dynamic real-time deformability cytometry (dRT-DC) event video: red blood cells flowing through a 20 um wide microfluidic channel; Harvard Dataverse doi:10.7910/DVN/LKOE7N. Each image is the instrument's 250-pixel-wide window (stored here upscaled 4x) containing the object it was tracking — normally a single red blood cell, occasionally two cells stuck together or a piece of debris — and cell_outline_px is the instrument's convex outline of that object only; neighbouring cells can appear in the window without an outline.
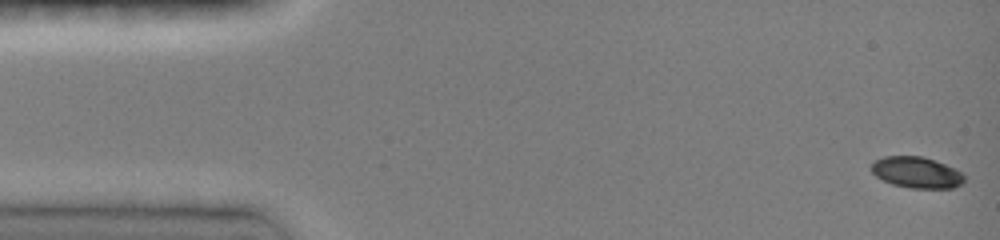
{"species": "common noctule bat (a hibernating species)", "species_latin": "Nyctalus noctula", "temperature_condition": "room temperature", "stored_images_in_passage": 43, "camera_frame_rate_fps": 3000, "um_per_image_px": 0.085, "animal": {"sex": "female", "body_mass_g": 19.0, "forearm_length_mm": 51.5}, "frame": {"image": 1, "passage_image": 1, "time_ms": 0.0, "image_size_px": [1000, 240], "cell_outline_px": [[964, 180], [960, 184], [952, 188], [908, 188], [892, 184], [876, 176], [872, 172], [872, 164], [876, 160], [884, 156], [920, 156], [956, 168], [964, 176]], "centroid_in_image_um": [77.91, 14.66], "position_along_channel_um": 7.1, "area_um2": 16.65}}
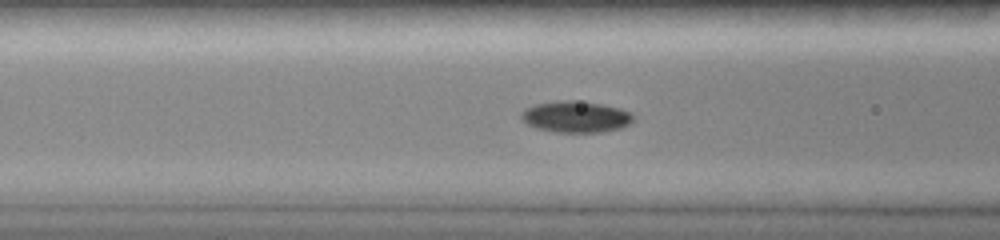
{"frame": {"image": 2, "passage_image": 20, "time_ms": 5.667, "image_size_px": [1000, 240], "cell_outline_px": [[636, 116], [628, 124], [620, 128], [600, 132], [556, 132], [536, 128], [520, 120], [520, 112], [524, 108], [536, 104], [560, 100], [572, 100], [600, 104], [620, 108], [632, 112]], "centroid_in_image_um": [48.92, 9.92], "position_along_channel_um": 117.7, "area_um2": 20.58}}
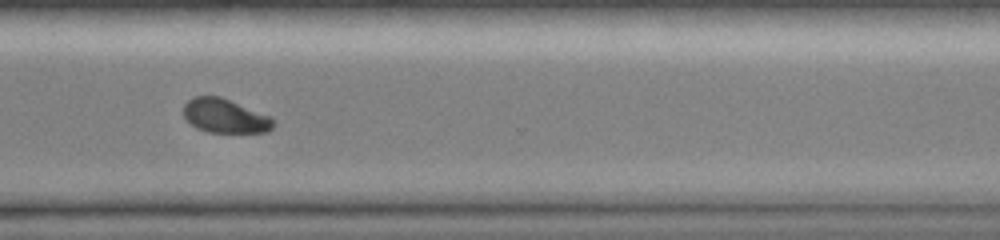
{"frame": {"image": 3, "passage_image": 42, "time_ms": 11.333, "image_size_px": [1000, 240], "cell_outline_px": [[272, 128], [268, 132], [208, 132], [196, 128], [184, 116], [184, 104], [192, 96], [220, 96], [272, 116]], "centroid_in_image_um": [19.12, 9.84], "position_along_channel_um": 351.5, "area_um2": 17.8}}